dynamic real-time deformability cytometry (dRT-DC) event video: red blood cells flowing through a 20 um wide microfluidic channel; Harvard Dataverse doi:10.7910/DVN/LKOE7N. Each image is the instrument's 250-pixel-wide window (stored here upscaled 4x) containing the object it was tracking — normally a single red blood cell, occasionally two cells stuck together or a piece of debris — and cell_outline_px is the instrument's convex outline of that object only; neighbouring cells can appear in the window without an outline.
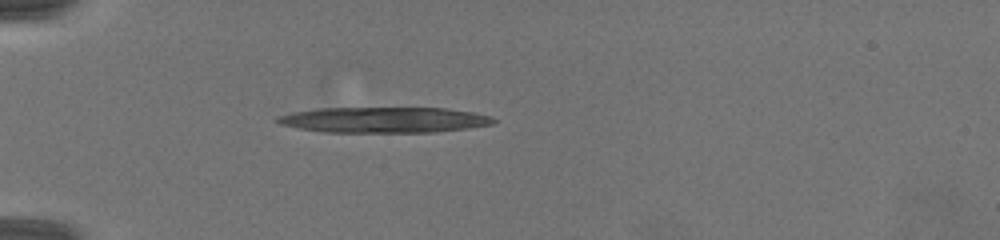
{"species": "common noctule bat (a hibernating species)", "species_latin": "Nyctalus noctula", "temperature_condition": "warm", "stored_images_in_passage": 7, "camera_frame_rate_fps": 3000, "um_per_image_px": 0.085, "animal": {"sex": "female", "body_mass_g": 19.5, "forearm_length_mm": 54.1}, "frame": {"image": 1, "passage_image": 5, "time_ms": 4.0, "image_size_px": [1000, 240], "cell_outline_px": [[496, 120], [492, 124], [468, 128], [432, 132], [324, 132], [300, 128], [280, 124], [276, 120], [276, 116], [292, 112], [316, 108], [444, 108], [472, 112], [488, 116]], "centroid_in_image_um": [32.59, 10.18], "position_along_channel_um": 52.4, "area_um2": 32.08}}